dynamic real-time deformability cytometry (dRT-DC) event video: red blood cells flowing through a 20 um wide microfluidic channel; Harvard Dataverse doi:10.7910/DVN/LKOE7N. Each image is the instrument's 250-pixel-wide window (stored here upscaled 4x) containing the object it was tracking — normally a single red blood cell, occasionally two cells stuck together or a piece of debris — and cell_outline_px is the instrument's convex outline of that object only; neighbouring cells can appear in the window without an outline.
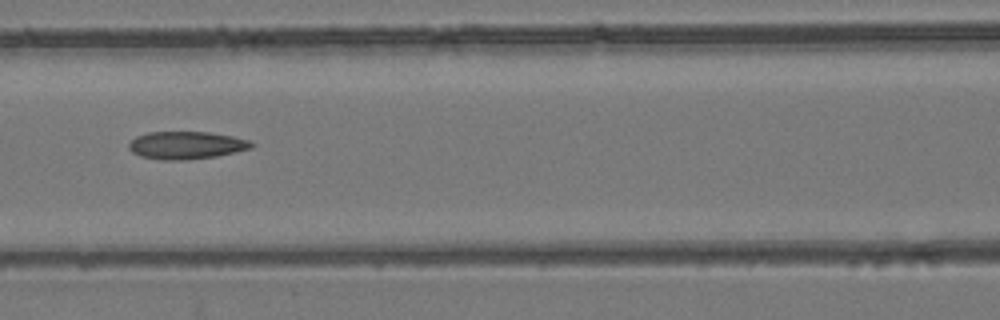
{"species": "common noctule bat (a hibernating species)", "species_latin": "Nyctalus noctula", "temperature_condition": "room temperature", "stored_images_in_passage": 7, "camera_frame_rate_fps": 3000, "um_per_image_px": 0.085, "animal": {"sex": "female", "body_mass_g": 24.6, "forearm_length_mm": 56.2}, "frame": {"image": 1, "passage_image": 7, "time_ms": 2.0, "image_size_px": [1000, 320], "cell_outline_px": [[256, 144], [252, 148], [236, 152], [216, 156], [184, 160], [160, 160], [140, 156], [132, 152], [128, 148], [128, 144], [136, 136], [148, 132], [208, 132], [232, 136], [248, 140]], "centroid_in_image_um": [15.83, 12.35], "position_along_channel_um": 150.8, "area_um2": 19.83}}